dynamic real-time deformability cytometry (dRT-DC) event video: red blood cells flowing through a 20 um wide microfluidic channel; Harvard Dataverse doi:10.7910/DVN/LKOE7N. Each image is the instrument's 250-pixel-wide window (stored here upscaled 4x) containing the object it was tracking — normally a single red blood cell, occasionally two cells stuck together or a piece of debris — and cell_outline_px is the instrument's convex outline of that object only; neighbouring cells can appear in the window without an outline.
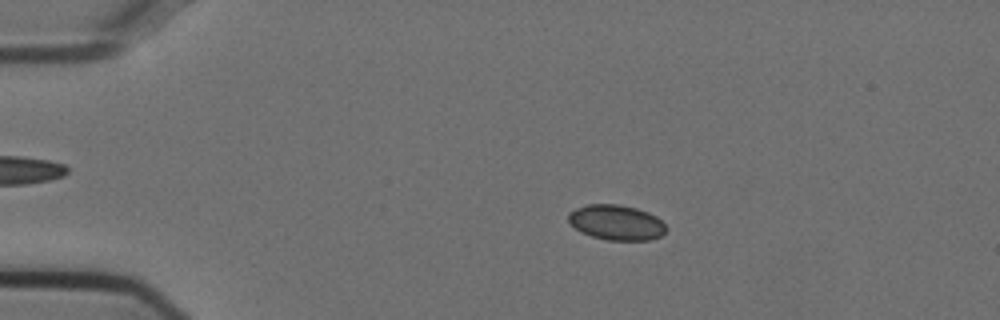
{"species": "Egyptian fruit bat (a non-hibernating species)", "species_latin": "Rousettus aegyptiacus", "temperature_condition": "cold", "stored_images_in_passage": 54, "camera_frame_rate_fps": 3000, "um_per_image_px": 0.085, "animal": {"sex": "female"}, "frame": {"image": 1, "passage_image": 11, "time_ms": 3.333, "image_size_px": [1000, 320], "cell_outline_px": [[668, 228], [660, 236], [648, 240], [608, 240], [592, 236], [580, 232], [568, 220], [568, 212], [584, 204], [620, 204], [636, 208], [648, 212], [656, 216]], "centroid_in_image_um": [52.38, 18.9], "position_along_channel_um": 32.6, "area_um2": 20.06}}
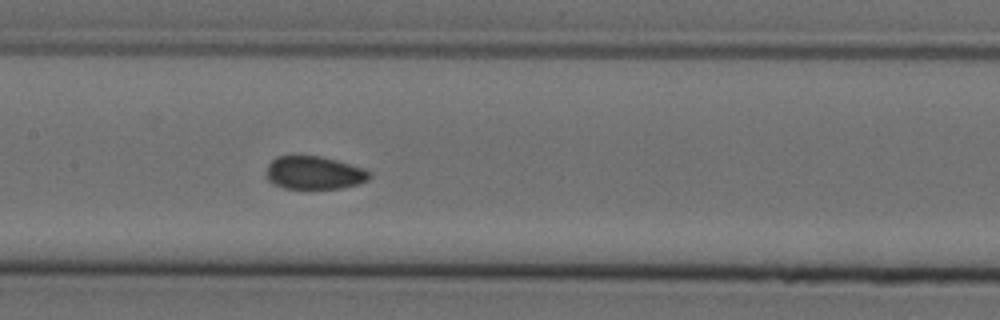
{"frame": {"image": 2, "passage_image": 27, "time_ms": 8.667, "image_size_px": [1000, 320], "cell_outline_px": [[372, 176], [368, 180], [360, 184], [340, 188], [284, 188], [272, 184], [268, 180], [268, 164], [276, 156], [320, 156], [336, 160], [364, 168]], "centroid_in_image_um": [26.72, 14.69], "position_along_channel_um": 180.7, "area_um2": 19.77}}
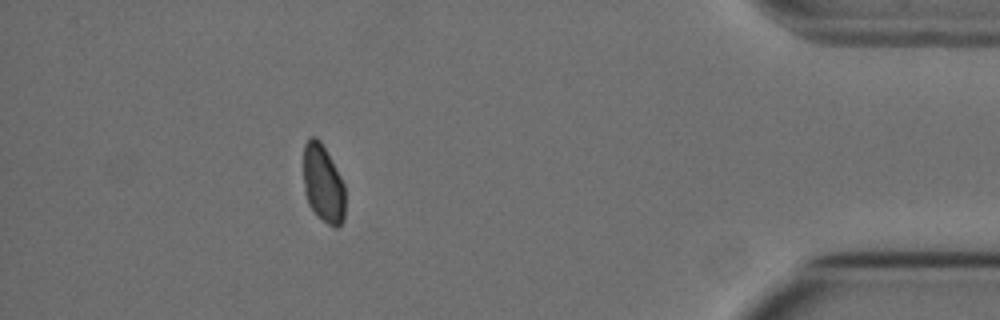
{"frame": {"image": 3, "passage_image": 49, "time_ms": 16.0, "image_size_px": [1000, 320], "cell_outline_px": [[344, 220], [336, 228], [328, 224], [316, 216], [308, 204], [304, 192], [304, 144], [312, 136], [316, 136], [320, 140], [340, 176], [344, 184]], "centroid_in_image_um": [27.45, 15.64], "position_along_channel_um": 407.8, "area_um2": 18.9}, "authors_computed_cell_mechanics": {"area_um2": 20.0855, "velocity_mm_per_s": 3.7362, "shape_relaxation_time_tau1_ms": null, "shape_relaxation_time_tau2_ms": 1.2838, "deformation_change_tau1": null, "deformation_change_tau2": 0.0567}}